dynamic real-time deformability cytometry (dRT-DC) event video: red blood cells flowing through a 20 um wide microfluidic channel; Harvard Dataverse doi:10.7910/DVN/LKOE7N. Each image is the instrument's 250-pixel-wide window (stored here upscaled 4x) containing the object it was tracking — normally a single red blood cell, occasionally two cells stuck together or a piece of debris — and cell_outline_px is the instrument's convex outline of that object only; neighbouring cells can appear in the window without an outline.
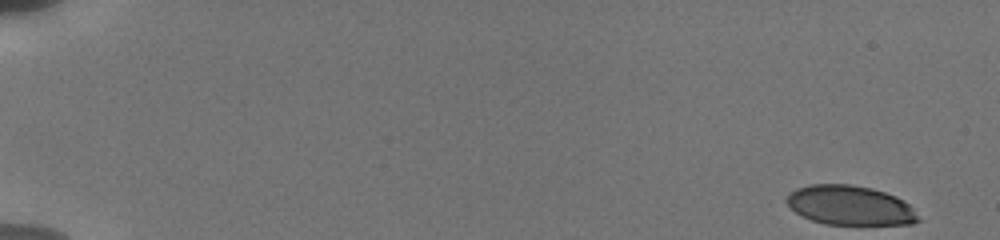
{"species": "human", "species_latin": "Homo sapiens", "temperature_condition": "cold", "stored_images_in_passage": 41, "camera_frame_rate_fps": 3000, "um_per_image_px": 0.085, "donor": {"sex": "male"}, "frame": {"image": 1, "passage_image": 1, "time_ms": 0.0, "image_size_px": [1000, 240], "cell_outline_px": [[920, 220], [912, 224], [824, 224], [800, 216], [784, 200], [788, 192], [796, 188], [812, 184], [852, 184], [872, 188], [896, 196], [904, 200], [912, 208]], "centroid_in_image_um": [72.21, 17.44], "position_along_channel_um": 12.8, "area_um2": 30.35}}
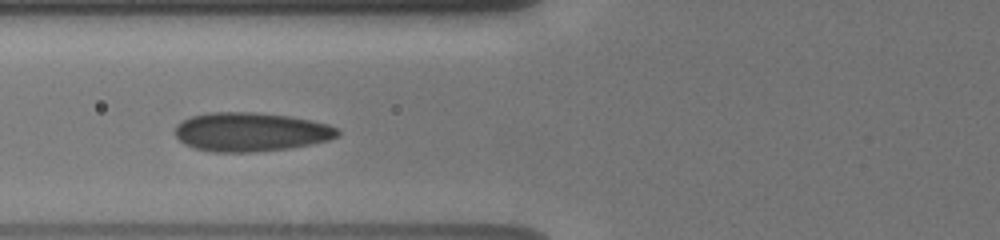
{"frame": {"image": 2, "passage_image": 15, "time_ms": 7.0, "image_size_px": [1000, 240], "cell_outline_px": [[340, 136], [328, 140], [312, 144], [288, 148], [256, 152], [212, 152], [196, 148], [184, 144], [176, 136], [176, 124], [180, 120], [192, 116], [208, 112], [256, 112], [288, 116], [312, 120], [328, 124], [336, 128], [340, 132]], "centroid_in_image_um": [21.31, 11.21], "position_along_channel_um": 104.5, "area_um2": 37.05}}
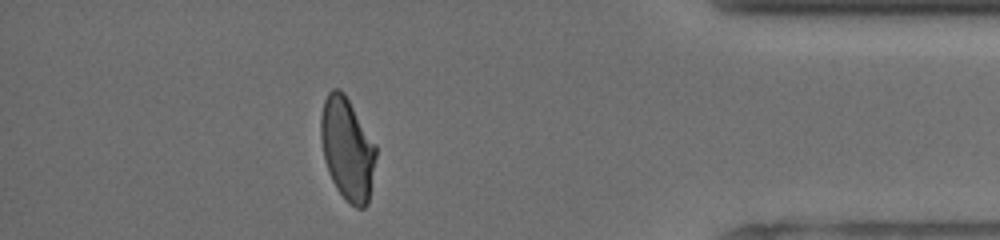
{"frame": {"image": 3, "passage_image": 36, "time_ms": 15.667, "image_size_px": [1000, 240], "cell_outline_px": [[376, 156], [368, 204], [364, 208], [356, 208], [336, 188], [328, 172], [324, 160], [320, 136], [320, 116], [324, 100], [328, 92], [332, 88], [340, 88], [344, 92], [376, 144]], "centroid_in_image_um": [29.51, 12.61], "position_along_channel_um": 405.7, "area_um2": 33.0}, "authors_computed_cell_mechanics": {"area_um2": 34.6222, "velocity_mm_per_s": 3.8288, "shape_relaxation_time_tau1_ms": null, "shape_relaxation_time_tau2_ms": 0.7702, "deformation_change_tau1": null, "deformation_change_tau2": 0.0514}}